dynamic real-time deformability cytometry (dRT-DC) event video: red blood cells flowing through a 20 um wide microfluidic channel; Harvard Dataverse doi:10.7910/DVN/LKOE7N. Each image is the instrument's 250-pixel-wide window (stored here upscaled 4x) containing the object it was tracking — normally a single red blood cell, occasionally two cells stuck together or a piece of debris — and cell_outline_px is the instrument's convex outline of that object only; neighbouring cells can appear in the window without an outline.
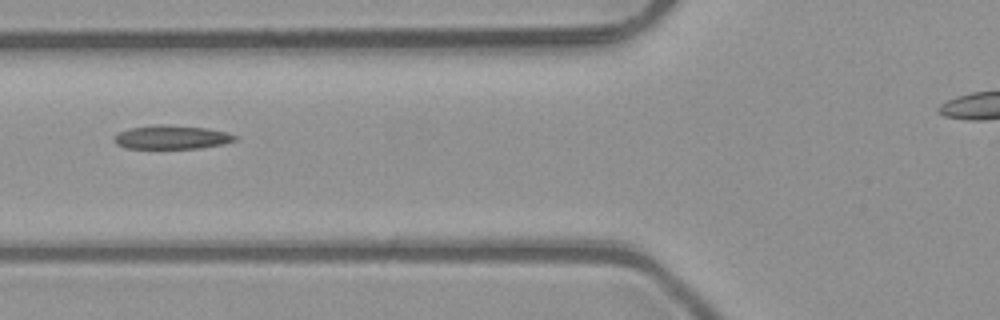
{"species": "common noctule bat (a hibernating species)", "species_latin": "Nyctalus noctula", "temperature_condition": "room temperature", "stored_images_in_passage": 4, "camera_frame_rate_fps": 3000, "um_per_image_px": 0.085, "animal": {"sex": "male", "body_mass_g": 23.1, "forearm_length_mm": 52.7}, "frame": {"image": 1, "passage_image": 4, "time_ms": 1.0, "image_size_px": [1000, 320], "cell_outline_px": [[236, 140], [224, 144], [200, 148], [124, 148], [116, 144], [116, 136], [120, 132], [132, 128], [156, 124], [164, 124], [208, 128], [228, 132], [236, 136]], "centroid_in_image_um": [14.65, 11.66], "position_along_channel_um": 111.2, "area_um2": 16.59}}